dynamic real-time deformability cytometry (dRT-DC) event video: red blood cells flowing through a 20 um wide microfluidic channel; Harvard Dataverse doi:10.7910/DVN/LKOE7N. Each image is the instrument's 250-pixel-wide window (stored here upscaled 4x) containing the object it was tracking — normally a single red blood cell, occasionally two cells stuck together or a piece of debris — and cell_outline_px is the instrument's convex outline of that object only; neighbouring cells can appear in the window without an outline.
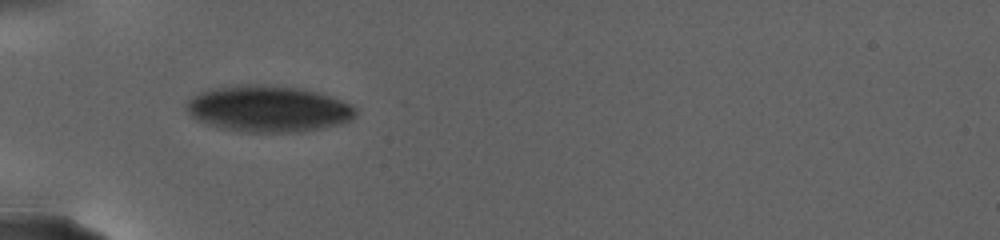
{"species": "human", "species_latin": "Homo sapiens", "temperature_condition": "warm", "stored_images_in_passage": 26, "camera_frame_rate_fps": 3000, "um_per_image_px": 0.085, "donor": {"sex": "female"}, "frame": {"image": 1, "passage_image": 1, "time_ms": 0.0, "image_size_px": [1000, 240], "cell_outline_px": [[356, 116], [352, 120], [340, 124], [324, 128], [304, 132], [240, 132], [216, 128], [196, 120], [188, 112], [184, 104], [192, 96], [208, 88], [240, 84], [260, 84], [296, 88], [316, 92], [340, 100], [356, 108]], "centroid_in_image_um": [22.74, 9.26], "position_along_channel_um": 62.3, "area_um2": 46.18}}
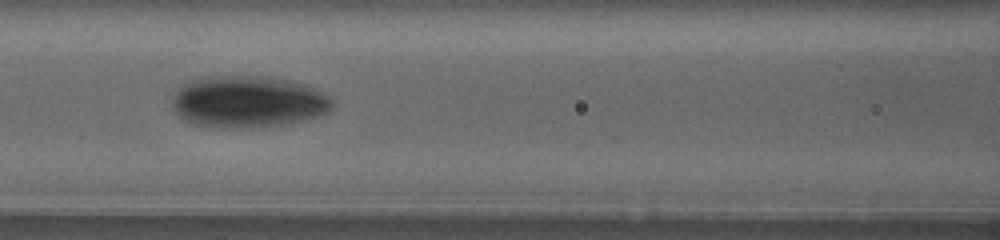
{"frame": {"image": 2, "passage_image": 15, "time_ms": 3.667, "image_size_px": [1000, 240], "cell_outline_px": [[336, 100], [332, 108], [328, 112], [316, 116], [284, 124], [252, 128], [220, 128], [192, 124], [184, 120], [172, 108], [172, 96], [176, 88], [200, 76], [268, 76], [292, 80], [308, 84], [332, 96]], "centroid_in_image_um": [21.09, 8.63], "position_along_channel_um": 145.5, "area_um2": 49.3}}
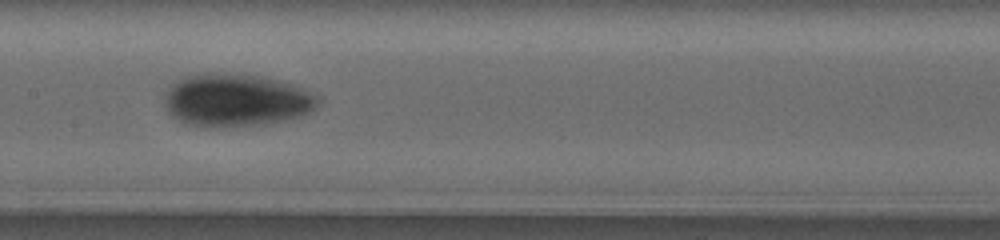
{"frame": {"image": 3, "passage_image": 22, "time_ms": 5.333, "image_size_px": [1000, 240], "cell_outline_px": [[320, 104], [316, 108], [304, 116], [264, 124], [184, 124], [172, 116], [168, 112], [164, 104], [168, 88], [172, 84], [196, 72], [208, 72], [264, 76], [280, 80], [292, 84], [320, 96]], "centroid_in_image_um": [20.13, 8.47], "position_along_channel_um": 187.3, "area_um2": 46.64}}